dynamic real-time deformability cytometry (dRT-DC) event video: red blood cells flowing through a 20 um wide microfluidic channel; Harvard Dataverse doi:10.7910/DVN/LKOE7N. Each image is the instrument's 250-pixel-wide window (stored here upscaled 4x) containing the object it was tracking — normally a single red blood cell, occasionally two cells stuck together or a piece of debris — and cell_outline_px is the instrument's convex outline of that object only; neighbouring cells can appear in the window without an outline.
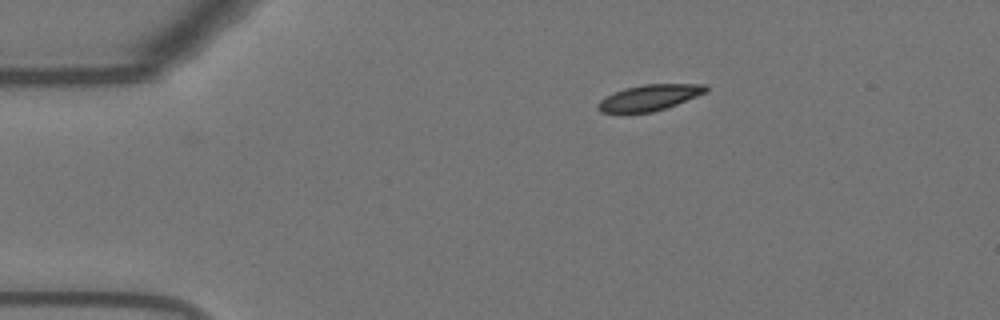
{"species": "Egyptian fruit bat (a non-hibernating species)", "species_latin": "Rousettus aegyptiacus", "temperature_condition": "warm", "stored_images_in_passage": 46, "camera_frame_rate_fps": 3000, "um_per_image_px": 0.085, "animal": {"sex": "female"}, "frame": {"image": 1, "passage_image": 1, "time_ms": 0.0, "image_size_px": [1000, 320], "cell_outline_px": [[708, 92], [676, 104], [652, 112], [600, 112], [596, 108], [596, 104], [604, 96], [612, 92], [624, 88], [644, 84], [704, 84], [708, 88]], "centroid_in_image_um": [55.16, 8.28], "position_along_channel_um": 29.8, "area_um2": 16.3}}
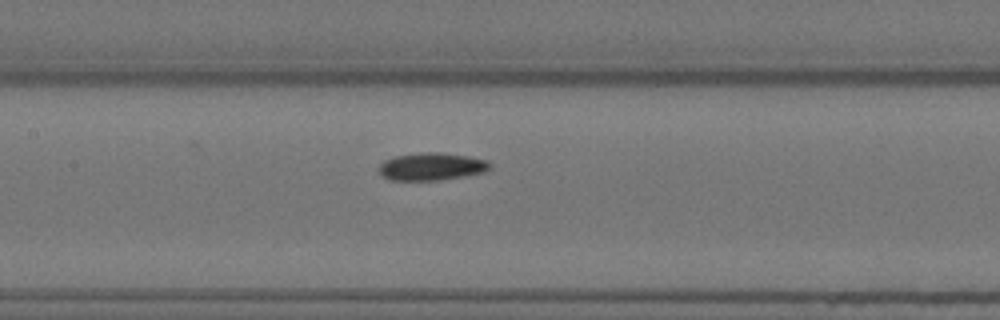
{"frame": {"image": 2, "passage_image": 17, "time_ms": 5.333, "image_size_px": [1000, 320], "cell_outline_px": [[492, 168], [484, 172], [464, 176], [440, 180], [388, 180], [380, 176], [376, 168], [384, 160], [396, 156], [424, 152], [440, 152], [468, 156], [488, 160], [492, 164]], "centroid_in_image_um": [36.66, 14.16], "position_along_channel_um": 170.7, "area_um2": 18.15}}
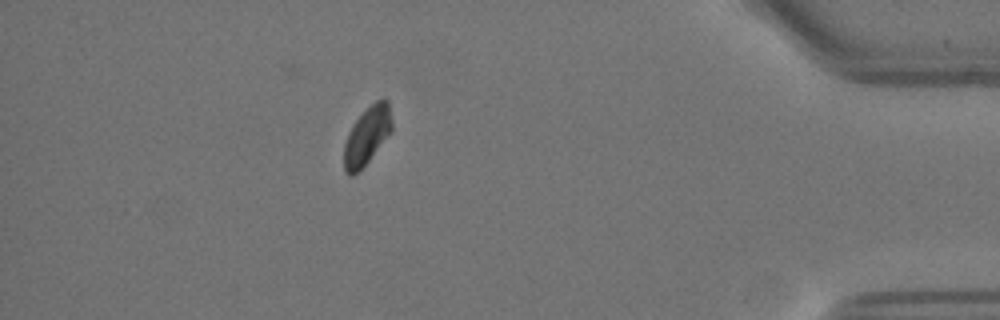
{"frame": {"image": 3, "passage_image": 40, "time_ms": 13.0, "image_size_px": [1000, 320], "cell_outline_px": [[392, 128], [368, 160], [352, 176], [348, 176], [344, 172], [344, 144], [348, 132], [356, 120], [376, 100], [384, 96], [388, 100], [392, 120]], "centroid_in_image_um": [31.18, 11.5], "position_along_channel_um": 404.0, "area_um2": 15.66}}